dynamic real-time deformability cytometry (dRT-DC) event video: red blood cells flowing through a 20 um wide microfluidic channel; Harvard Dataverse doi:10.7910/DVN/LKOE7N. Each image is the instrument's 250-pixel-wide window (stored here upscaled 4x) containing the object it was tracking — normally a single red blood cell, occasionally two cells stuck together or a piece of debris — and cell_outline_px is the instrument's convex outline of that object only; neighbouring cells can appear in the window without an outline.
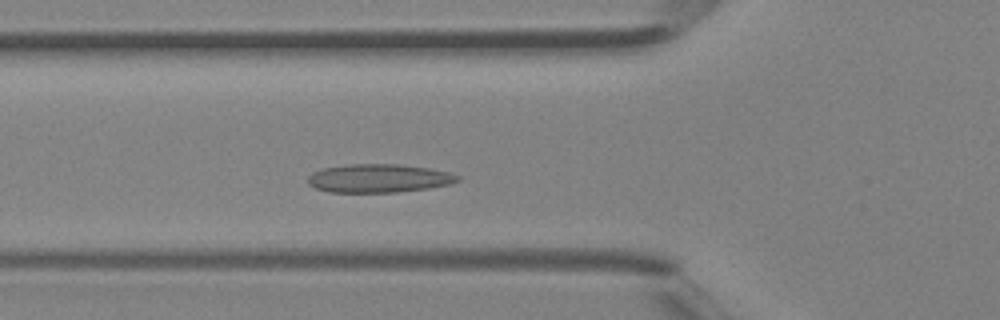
{"species": "Egyptian fruit bat (a non-hibernating species)", "species_latin": "Rousettus aegyptiacus", "temperature_condition": "room temperature", "stored_images_in_passage": 43, "camera_frame_rate_fps": 3000, "um_per_image_px": 0.085, "animal": {"sex": "female"}, "frame": {"image": 1, "passage_image": 13, "time_ms": 4.0, "image_size_px": [1000, 320], "cell_outline_px": [[460, 180], [448, 184], [428, 188], [396, 192], [328, 192], [316, 188], [308, 184], [308, 176], [312, 172], [324, 168], [348, 164], [400, 164], [428, 168], [448, 172], [460, 176]], "centroid_in_image_um": [32.17, 15.15], "position_along_channel_um": 93.6, "area_um2": 24.74}}
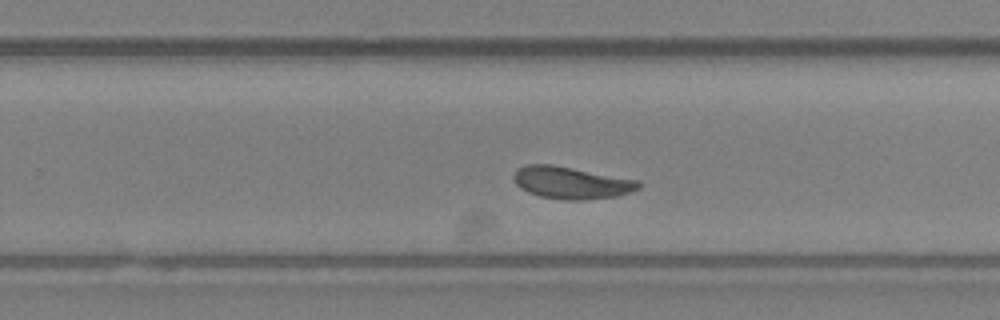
{"frame": {"image": 2, "passage_image": 26, "time_ms": 8.333, "image_size_px": [1000, 320], "cell_outline_px": [[640, 188], [616, 196], [584, 200], [564, 200], [540, 196], [528, 192], [520, 188], [516, 184], [512, 176], [516, 168], [524, 164], [552, 164], [640, 180]], "centroid_in_image_um": [48.52, 15.52], "position_along_channel_um": 281.3, "area_um2": 23.58}}
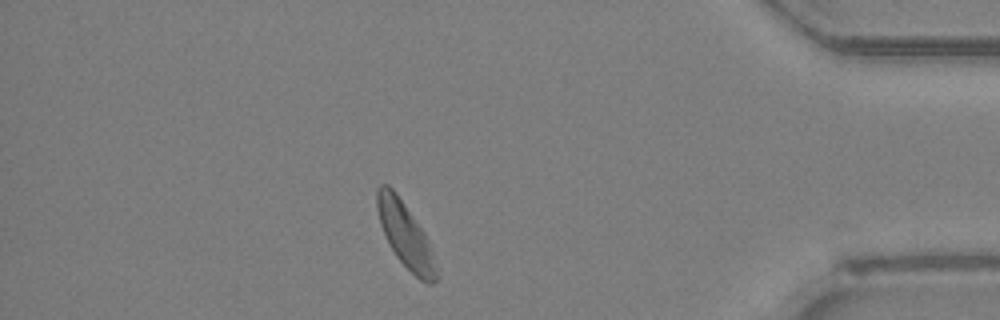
{"frame": {"image": 3, "passage_image": 37, "time_ms": 12.0, "image_size_px": [1000, 320], "cell_outline_px": [[440, 276], [432, 284], [428, 284], [420, 280], [396, 256], [380, 224], [376, 208], [376, 188], [380, 184], [388, 184], [396, 192], [424, 232]], "centroid_in_image_um": [34.45, 19.96], "position_along_channel_um": 400.8, "area_um2": 22.02}, "authors_computed_cell_mechanics": {"area_um2": 23.2934, "velocity_mm_per_s": 4.3446, "shape_relaxation_time_tau1_ms": null, "shape_relaxation_time_tau2_ms": 1.5813, "deformation_change_tau1": null, "deformation_change_tau2": 0.0691}}